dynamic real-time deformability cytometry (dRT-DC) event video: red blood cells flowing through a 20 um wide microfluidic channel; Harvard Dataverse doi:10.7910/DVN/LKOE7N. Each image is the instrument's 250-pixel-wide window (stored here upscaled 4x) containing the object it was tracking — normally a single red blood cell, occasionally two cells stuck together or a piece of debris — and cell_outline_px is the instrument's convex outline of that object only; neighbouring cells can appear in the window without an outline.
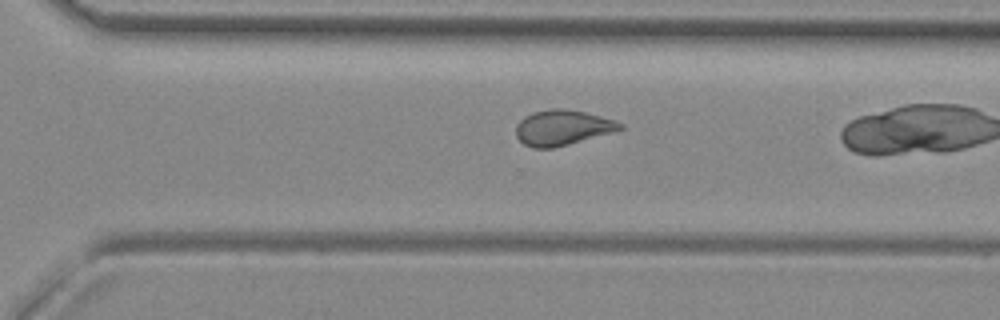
{"species": "common noctule bat (a hibernating species)", "species_latin": "Nyctalus noctula", "temperature_condition": "room temperature", "stored_images_in_passage": 30, "camera_frame_rate_fps": 3000, "um_per_image_px": 0.085, "animal": {"sex": "female", "body_mass_g": 29.2, "forearm_length_mm": 56.3}, "frame": {"image": 1, "passage_image": 26, "time_ms": 8.333, "image_size_px": [1000, 320], "cell_outline_px": [[624, 128], [616, 132], [552, 148], [532, 148], [524, 144], [516, 136], [516, 124], [524, 116], [532, 112], [552, 108], [564, 108], [584, 112], [600, 116], [624, 124]], "centroid_in_image_um": [47.8, 10.85], "position_along_channel_um": 322.8, "area_um2": 21.5}}